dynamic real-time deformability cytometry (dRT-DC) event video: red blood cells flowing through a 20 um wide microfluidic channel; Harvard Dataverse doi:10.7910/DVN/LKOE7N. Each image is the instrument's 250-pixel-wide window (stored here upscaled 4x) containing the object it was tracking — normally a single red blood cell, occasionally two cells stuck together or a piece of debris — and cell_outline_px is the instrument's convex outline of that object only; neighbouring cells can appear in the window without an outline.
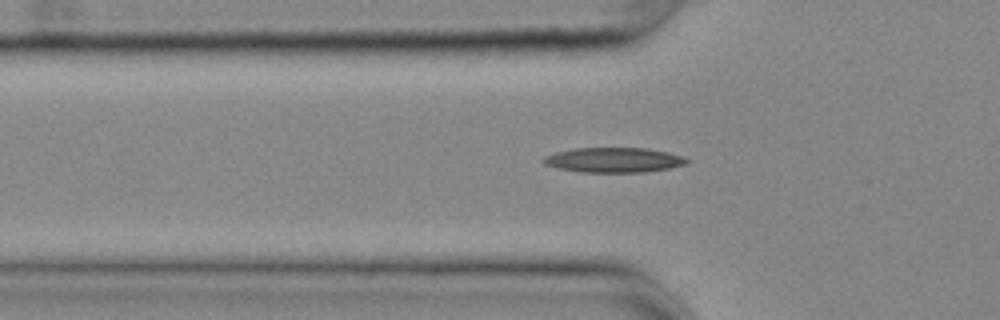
{"species": "common noctule bat (a hibernating species)", "species_latin": "Nyctalus noctula", "temperature_condition": "cold", "stored_images_in_passage": 39, "camera_frame_rate_fps": 3000, "um_per_image_px": 0.085, "animal": {"sex": "female", "body_mass_g": 25.1}, "frame": {"image": 1, "passage_image": 7, "time_ms": 2.0, "image_size_px": [1000, 320], "cell_outline_px": [[688, 164], [668, 168], [644, 172], [580, 172], [556, 168], [544, 164], [540, 160], [544, 156], [556, 152], [572, 148], [648, 148], [668, 152], [680, 156], [688, 160]], "centroid_in_image_um": [52.11, 13.6], "position_along_channel_um": 73.7, "area_um2": 20.87}}
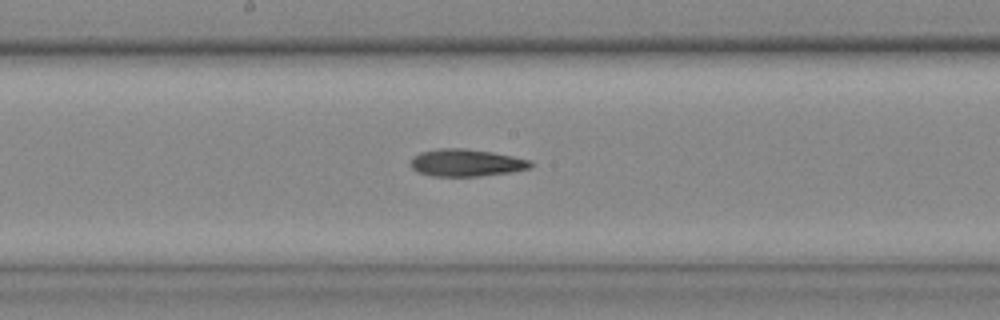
{"frame": {"image": 2, "passage_image": 18, "time_ms": 5.667, "image_size_px": [1000, 320], "cell_outline_px": [[532, 164], [528, 168], [512, 172], [480, 176], [432, 176], [420, 172], [412, 168], [408, 164], [412, 156], [420, 152], [440, 148], [464, 148], [492, 152], [532, 160]], "centroid_in_image_um": [39.59, 13.83], "position_along_channel_um": 208.6, "area_um2": 19.13}}
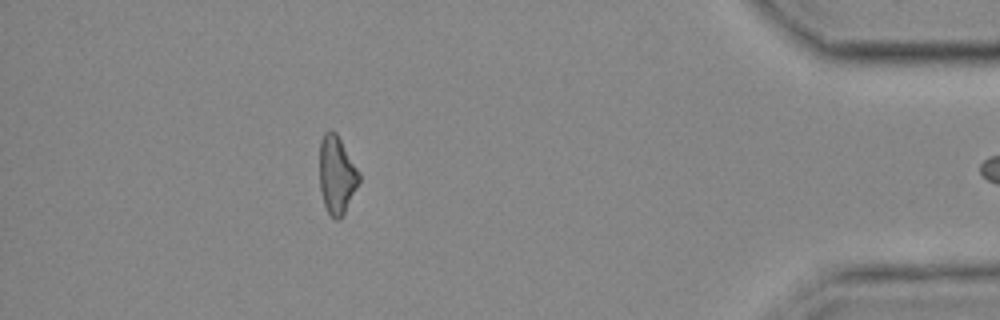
{"frame": {"image": 3, "passage_image": 38, "time_ms": 12.333, "image_size_px": [1000, 320], "cell_outline_px": [[360, 180], [340, 220], [336, 220], [328, 212], [324, 204], [320, 188], [320, 140], [324, 132], [328, 128], [332, 128], [336, 132], [360, 172]], "centroid_in_image_um": [28.61, 14.81], "position_along_channel_um": 406.6, "area_um2": 17.92}}